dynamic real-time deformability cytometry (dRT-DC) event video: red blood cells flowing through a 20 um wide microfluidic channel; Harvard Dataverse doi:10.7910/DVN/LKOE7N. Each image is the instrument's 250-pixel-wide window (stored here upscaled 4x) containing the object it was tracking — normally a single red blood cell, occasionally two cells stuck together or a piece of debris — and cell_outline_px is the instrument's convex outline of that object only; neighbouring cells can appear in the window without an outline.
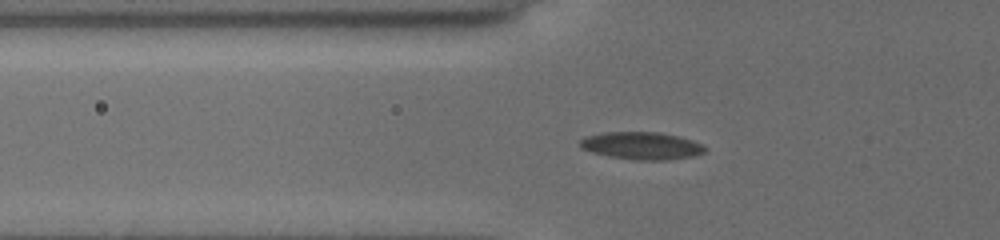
{"species": "common noctule bat (a hibernating species)", "species_latin": "Nyctalus noctula", "temperature_condition": "cold", "stored_images_in_passage": 46, "camera_frame_rate_fps": 3000, "um_per_image_px": 0.085, "animal": {"sex": "female", "body_mass_g": 19.5, "forearm_length_mm": 54.1}, "frame": {"image": 1, "passage_image": 11, "time_ms": 3.333, "image_size_px": [1000, 240], "cell_outline_px": [[708, 148], [704, 152], [692, 156], [668, 160], [636, 160], [608, 156], [592, 152], [580, 148], [580, 140], [584, 136], [604, 132], [660, 132], [692, 140], [704, 144]], "centroid_in_image_um": [54.54, 12.38], "position_along_channel_um": 71.3, "area_um2": 20.11}}
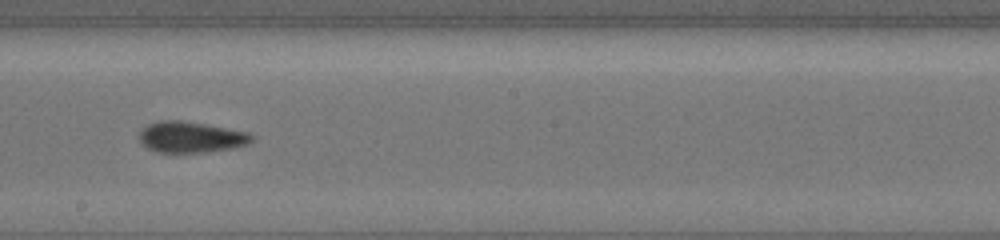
{"frame": {"image": 2, "passage_image": 24, "time_ms": 7.667, "image_size_px": [1000, 240], "cell_outline_px": [[256, 136], [248, 144], [232, 148], [204, 152], [156, 152], [140, 144], [136, 136], [148, 124], [160, 120], [180, 120], [204, 124], [248, 132]], "centroid_in_image_um": [16.19, 11.65], "position_along_channel_um": 232.0, "area_um2": 20.4}}
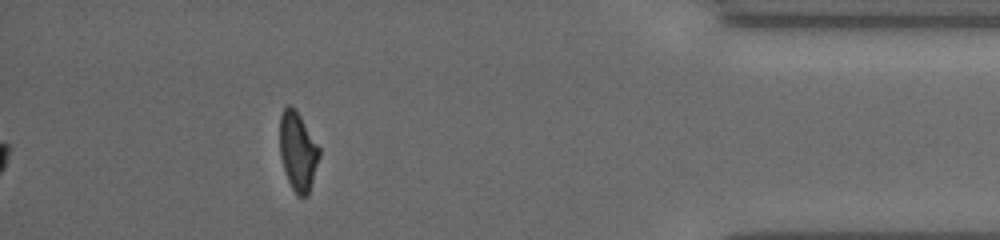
{"frame": {"image": 3, "passage_image": 41, "time_ms": 13.333, "image_size_px": [1000, 240], "cell_outline_px": [[320, 156], [308, 196], [296, 196], [288, 180], [280, 156], [280, 116], [284, 108], [288, 104], [296, 108], [320, 148]], "centroid_in_image_um": [25.32, 12.85], "position_along_channel_um": 409.9, "area_um2": 18.21}}